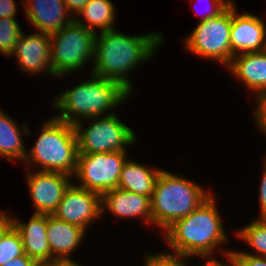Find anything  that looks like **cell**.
I'll return each instance as SVG.
<instances>
[{
    "instance_id": "6da1fadb",
    "label": "cell",
    "mask_w": 266,
    "mask_h": 266,
    "mask_svg": "<svg viewBox=\"0 0 266 266\" xmlns=\"http://www.w3.org/2000/svg\"><path fill=\"white\" fill-rule=\"evenodd\" d=\"M161 33L125 35L115 29L96 33L94 65L91 74L120 84L130 94L132 83L129 72L150 60L163 41Z\"/></svg>"
},
{
    "instance_id": "7a4b0ae2",
    "label": "cell",
    "mask_w": 266,
    "mask_h": 266,
    "mask_svg": "<svg viewBox=\"0 0 266 266\" xmlns=\"http://www.w3.org/2000/svg\"><path fill=\"white\" fill-rule=\"evenodd\" d=\"M213 194L188 216L175 221L165 231L163 237L173 253L184 258L211 257L222 243H227V233L223 228Z\"/></svg>"
},
{
    "instance_id": "3957f363",
    "label": "cell",
    "mask_w": 266,
    "mask_h": 266,
    "mask_svg": "<svg viewBox=\"0 0 266 266\" xmlns=\"http://www.w3.org/2000/svg\"><path fill=\"white\" fill-rule=\"evenodd\" d=\"M130 93L115 81L92 74L90 80L61 93L55 108L62 113L55 118L71 125L101 115L122 104Z\"/></svg>"
},
{
    "instance_id": "277c9868",
    "label": "cell",
    "mask_w": 266,
    "mask_h": 266,
    "mask_svg": "<svg viewBox=\"0 0 266 266\" xmlns=\"http://www.w3.org/2000/svg\"><path fill=\"white\" fill-rule=\"evenodd\" d=\"M211 195L199 184L161 170L151 197L152 224L165 231L175 221L188 216Z\"/></svg>"
},
{
    "instance_id": "5b68a950",
    "label": "cell",
    "mask_w": 266,
    "mask_h": 266,
    "mask_svg": "<svg viewBox=\"0 0 266 266\" xmlns=\"http://www.w3.org/2000/svg\"><path fill=\"white\" fill-rule=\"evenodd\" d=\"M37 141L26 153L25 162L43 171L74 176L78 161V143L74 125L51 118L42 125Z\"/></svg>"
},
{
    "instance_id": "8992f818",
    "label": "cell",
    "mask_w": 266,
    "mask_h": 266,
    "mask_svg": "<svg viewBox=\"0 0 266 266\" xmlns=\"http://www.w3.org/2000/svg\"><path fill=\"white\" fill-rule=\"evenodd\" d=\"M95 37L96 33L75 19L50 35L51 69L54 76L77 72L86 62L94 60Z\"/></svg>"
},
{
    "instance_id": "52a82bcc",
    "label": "cell",
    "mask_w": 266,
    "mask_h": 266,
    "mask_svg": "<svg viewBox=\"0 0 266 266\" xmlns=\"http://www.w3.org/2000/svg\"><path fill=\"white\" fill-rule=\"evenodd\" d=\"M232 3L218 16L197 24L191 34L185 37L186 50L229 65L234 53L231 48Z\"/></svg>"
},
{
    "instance_id": "ba28073f",
    "label": "cell",
    "mask_w": 266,
    "mask_h": 266,
    "mask_svg": "<svg viewBox=\"0 0 266 266\" xmlns=\"http://www.w3.org/2000/svg\"><path fill=\"white\" fill-rule=\"evenodd\" d=\"M88 119L94 122L85 129L81 120L74 125L79 153L127 152L125 147L136 142L135 132L112 110L102 118Z\"/></svg>"
},
{
    "instance_id": "9c48e42d",
    "label": "cell",
    "mask_w": 266,
    "mask_h": 266,
    "mask_svg": "<svg viewBox=\"0 0 266 266\" xmlns=\"http://www.w3.org/2000/svg\"><path fill=\"white\" fill-rule=\"evenodd\" d=\"M127 152L78 153L76 172L73 176L85 188L102 195L118 186L120 173L126 162Z\"/></svg>"
},
{
    "instance_id": "30bf717a",
    "label": "cell",
    "mask_w": 266,
    "mask_h": 266,
    "mask_svg": "<svg viewBox=\"0 0 266 266\" xmlns=\"http://www.w3.org/2000/svg\"><path fill=\"white\" fill-rule=\"evenodd\" d=\"M52 215L87 230V226L102 215L101 195L71 183Z\"/></svg>"
},
{
    "instance_id": "8fae6325",
    "label": "cell",
    "mask_w": 266,
    "mask_h": 266,
    "mask_svg": "<svg viewBox=\"0 0 266 266\" xmlns=\"http://www.w3.org/2000/svg\"><path fill=\"white\" fill-rule=\"evenodd\" d=\"M27 184L35 206V214L52 215L58 208L64 192L72 183V176L38 170L37 172L28 169Z\"/></svg>"
},
{
    "instance_id": "7c38bea8",
    "label": "cell",
    "mask_w": 266,
    "mask_h": 266,
    "mask_svg": "<svg viewBox=\"0 0 266 266\" xmlns=\"http://www.w3.org/2000/svg\"><path fill=\"white\" fill-rule=\"evenodd\" d=\"M17 57L20 68L30 74L46 72L51 76V42L50 35L41 32L24 35L23 31L17 40L11 56Z\"/></svg>"
},
{
    "instance_id": "4fadbf2b",
    "label": "cell",
    "mask_w": 266,
    "mask_h": 266,
    "mask_svg": "<svg viewBox=\"0 0 266 266\" xmlns=\"http://www.w3.org/2000/svg\"><path fill=\"white\" fill-rule=\"evenodd\" d=\"M232 2L231 48L234 55L266 50V26L255 14H237Z\"/></svg>"
},
{
    "instance_id": "5bb4252c",
    "label": "cell",
    "mask_w": 266,
    "mask_h": 266,
    "mask_svg": "<svg viewBox=\"0 0 266 266\" xmlns=\"http://www.w3.org/2000/svg\"><path fill=\"white\" fill-rule=\"evenodd\" d=\"M26 18L39 32L52 35L69 24L75 17L68 12L63 0H27ZM69 15L68 17H66Z\"/></svg>"
},
{
    "instance_id": "9a60e30c",
    "label": "cell",
    "mask_w": 266,
    "mask_h": 266,
    "mask_svg": "<svg viewBox=\"0 0 266 266\" xmlns=\"http://www.w3.org/2000/svg\"><path fill=\"white\" fill-rule=\"evenodd\" d=\"M13 226L21 235L24 253L38 265L53 260L47 239V214H33L27 223L12 218Z\"/></svg>"
},
{
    "instance_id": "2e32d148",
    "label": "cell",
    "mask_w": 266,
    "mask_h": 266,
    "mask_svg": "<svg viewBox=\"0 0 266 266\" xmlns=\"http://www.w3.org/2000/svg\"><path fill=\"white\" fill-rule=\"evenodd\" d=\"M227 67L243 84L255 92L257 103L266 98V50L234 55Z\"/></svg>"
},
{
    "instance_id": "e0dca14e",
    "label": "cell",
    "mask_w": 266,
    "mask_h": 266,
    "mask_svg": "<svg viewBox=\"0 0 266 266\" xmlns=\"http://www.w3.org/2000/svg\"><path fill=\"white\" fill-rule=\"evenodd\" d=\"M106 207V208H105ZM109 210L118 217H141L152 223L151 197L115 188L101 195V214Z\"/></svg>"
},
{
    "instance_id": "ac0fdd59",
    "label": "cell",
    "mask_w": 266,
    "mask_h": 266,
    "mask_svg": "<svg viewBox=\"0 0 266 266\" xmlns=\"http://www.w3.org/2000/svg\"><path fill=\"white\" fill-rule=\"evenodd\" d=\"M82 227L47 214V239L54 259H70V253L81 244L85 234Z\"/></svg>"
},
{
    "instance_id": "d6986e66",
    "label": "cell",
    "mask_w": 266,
    "mask_h": 266,
    "mask_svg": "<svg viewBox=\"0 0 266 266\" xmlns=\"http://www.w3.org/2000/svg\"><path fill=\"white\" fill-rule=\"evenodd\" d=\"M161 170L126 160L120 173L117 188L152 197L155 183Z\"/></svg>"
},
{
    "instance_id": "ffe728a7",
    "label": "cell",
    "mask_w": 266,
    "mask_h": 266,
    "mask_svg": "<svg viewBox=\"0 0 266 266\" xmlns=\"http://www.w3.org/2000/svg\"><path fill=\"white\" fill-rule=\"evenodd\" d=\"M23 125H21L23 131H20L21 126L19 128L13 118L11 119L8 114L0 111V156H5L11 161L13 159L25 160L27 151L22 135L25 133L28 136L30 133L25 122Z\"/></svg>"
},
{
    "instance_id": "44dd1931",
    "label": "cell",
    "mask_w": 266,
    "mask_h": 266,
    "mask_svg": "<svg viewBox=\"0 0 266 266\" xmlns=\"http://www.w3.org/2000/svg\"><path fill=\"white\" fill-rule=\"evenodd\" d=\"M115 9V6L110 0H90L78 14V16H82L86 22L84 23V21L80 20L81 18L74 19L94 33H97L95 27L98 28V30L100 29L99 32H104L115 29L113 26L115 22V11H117Z\"/></svg>"
},
{
    "instance_id": "7402d4cb",
    "label": "cell",
    "mask_w": 266,
    "mask_h": 266,
    "mask_svg": "<svg viewBox=\"0 0 266 266\" xmlns=\"http://www.w3.org/2000/svg\"><path fill=\"white\" fill-rule=\"evenodd\" d=\"M236 234L258 253L250 255L266 257V219H255Z\"/></svg>"
},
{
    "instance_id": "603a6c76",
    "label": "cell",
    "mask_w": 266,
    "mask_h": 266,
    "mask_svg": "<svg viewBox=\"0 0 266 266\" xmlns=\"http://www.w3.org/2000/svg\"><path fill=\"white\" fill-rule=\"evenodd\" d=\"M24 254L21 235L18 230L12 226L3 235L0 241V266Z\"/></svg>"
},
{
    "instance_id": "cb8c5ba5",
    "label": "cell",
    "mask_w": 266,
    "mask_h": 266,
    "mask_svg": "<svg viewBox=\"0 0 266 266\" xmlns=\"http://www.w3.org/2000/svg\"><path fill=\"white\" fill-rule=\"evenodd\" d=\"M22 33L15 18L0 19V53L10 57Z\"/></svg>"
},
{
    "instance_id": "d4e9b609",
    "label": "cell",
    "mask_w": 266,
    "mask_h": 266,
    "mask_svg": "<svg viewBox=\"0 0 266 266\" xmlns=\"http://www.w3.org/2000/svg\"><path fill=\"white\" fill-rule=\"evenodd\" d=\"M145 266H184L185 258L176 253L149 254L146 256Z\"/></svg>"
},
{
    "instance_id": "484cf974",
    "label": "cell",
    "mask_w": 266,
    "mask_h": 266,
    "mask_svg": "<svg viewBox=\"0 0 266 266\" xmlns=\"http://www.w3.org/2000/svg\"><path fill=\"white\" fill-rule=\"evenodd\" d=\"M235 266H266V257L250 255L248 252L232 251Z\"/></svg>"
},
{
    "instance_id": "4316f807",
    "label": "cell",
    "mask_w": 266,
    "mask_h": 266,
    "mask_svg": "<svg viewBox=\"0 0 266 266\" xmlns=\"http://www.w3.org/2000/svg\"><path fill=\"white\" fill-rule=\"evenodd\" d=\"M211 2L209 11L205 12L203 16H201L200 22L205 21L209 18L216 17L220 15L233 1L232 0H208Z\"/></svg>"
},
{
    "instance_id": "83f0119b",
    "label": "cell",
    "mask_w": 266,
    "mask_h": 266,
    "mask_svg": "<svg viewBox=\"0 0 266 266\" xmlns=\"http://www.w3.org/2000/svg\"><path fill=\"white\" fill-rule=\"evenodd\" d=\"M263 169V175L261 177V184L259 188V202H260V215L259 219H266V160Z\"/></svg>"
},
{
    "instance_id": "f1b7e54d",
    "label": "cell",
    "mask_w": 266,
    "mask_h": 266,
    "mask_svg": "<svg viewBox=\"0 0 266 266\" xmlns=\"http://www.w3.org/2000/svg\"><path fill=\"white\" fill-rule=\"evenodd\" d=\"M254 114L256 125L260 126L259 128L266 133V98L256 103Z\"/></svg>"
},
{
    "instance_id": "f546056e",
    "label": "cell",
    "mask_w": 266,
    "mask_h": 266,
    "mask_svg": "<svg viewBox=\"0 0 266 266\" xmlns=\"http://www.w3.org/2000/svg\"><path fill=\"white\" fill-rule=\"evenodd\" d=\"M16 6L15 0H0V19L15 18Z\"/></svg>"
},
{
    "instance_id": "4dcf8cb0",
    "label": "cell",
    "mask_w": 266,
    "mask_h": 266,
    "mask_svg": "<svg viewBox=\"0 0 266 266\" xmlns=\"http://www.w3.org/2000/svg\"><path fill=\"white\" fill-rule=\"evenodd\" d=\"M66 8L69 13L72 14L74 13L77 17L79 12L83 9V7L90 1V0H63Z\"/></svg>"
},
{
    "instance_id": "1f68e13d",
    "label": "cell",
    "mask_w": 266,
    "mask_h": 266,
    "mask_svg": "<svg viewBox=\"0 0 266 266\" xmlns=\"http://www.w3.org/2000/svg\"><path fill=\"white\" fill-rule=\"evenodd\" d=\"M231 252H232L231 250L230 251L228 250L227 252L226 251L223 252V254L225 253L224 256L227 258V261H229V263L224 264L223 262H220L214 258L212 259V257H204V260H207V261L202 266H235V262L231 255ZM184 266H187V264L185 263Z\"/></svg>"
},
{
    "instance_id": "d6a6232c",
    "label": "cell",
    "mask_w": 266,
    "mask_h": 266,
    "mask_svg": "<svg viewBox=\"0 0 266 266\" xmlns=\"http://www.w3.org/2000/svg\"><path fill=\"white\" fill-rule=\"evenodd\" d=\"M2 266H38V264L26 254L8 261Z\"/></svg>"
},
{
    "instance_id": "836d02e7",
    "label": "cell",
    "mask_w": 266,
    "mask_h": 266,
    "mask_svg": "<svg viewBox=\"0 0 266 266\" xmlns=\"http://www.w3.org/2000/svg\"><path fill=\"white\" fill-rule=\"evenodd\" d=\"M13 226L12 217L5 211L0 212V241L3 235Z\"/></svg>"
},
{
    "instance_id": "e575fe53",
    "label": "cell",
    "mask_w": 266,
    "mask_h": 266,
    "mask_svg": "<svg viewBox=\"0 0 266 266\" xmlns=\"http://www.w3.org/2000/svg\"><path fill=\"white\" fill-rule=\"evenodd\" d=\"M45 266H81L80 263H76V261H73L70 259H53L46 264Z\"/></svg>"
}]
</instances>
